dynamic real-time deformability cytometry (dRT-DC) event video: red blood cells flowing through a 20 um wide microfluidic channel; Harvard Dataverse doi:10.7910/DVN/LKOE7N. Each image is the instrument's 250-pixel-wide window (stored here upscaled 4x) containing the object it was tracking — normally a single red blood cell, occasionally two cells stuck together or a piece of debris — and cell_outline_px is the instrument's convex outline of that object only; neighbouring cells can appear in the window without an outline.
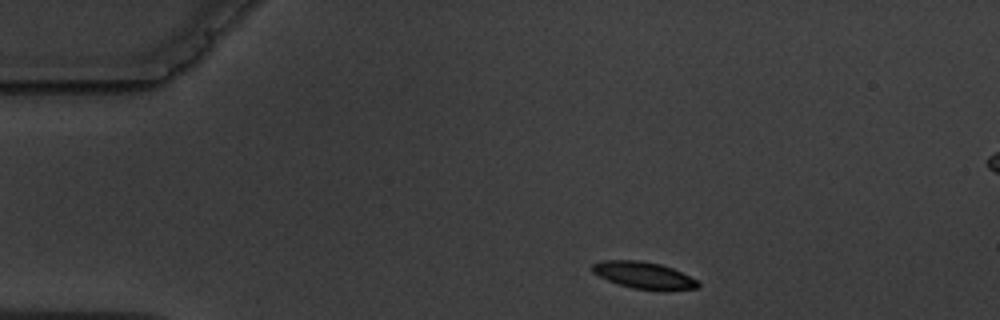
{"species": "common noctule bat (a hibernating species)", "species_latin": "Nyctalus noctula", "temperature_condition": "warm", "stored_images_in_passage": 5, "camera_frame_rate_fps": 3000, "um_per_image_px": 0.085, "animal": {"sex": "male", "body_mass_g": 19.5, "forearm_length_mm": 54.6}, "frame": {"image": 1, "passage_image": 1, "time_ms": 0.0, "image_size_px": [1000, 320], "cell_outline_px": [[700, 284], [696, 288], [668, 292], [660, 292], [632, 288], [608, 280], [592, 272], [592, 264], [604, 260], [640, 260], [660, 264], [672, 268], [696, 280]], "centroid_in_image_um": [54.75, 23.42], "position_along_channel_um": 30.3, "area_um2": 16.7}}
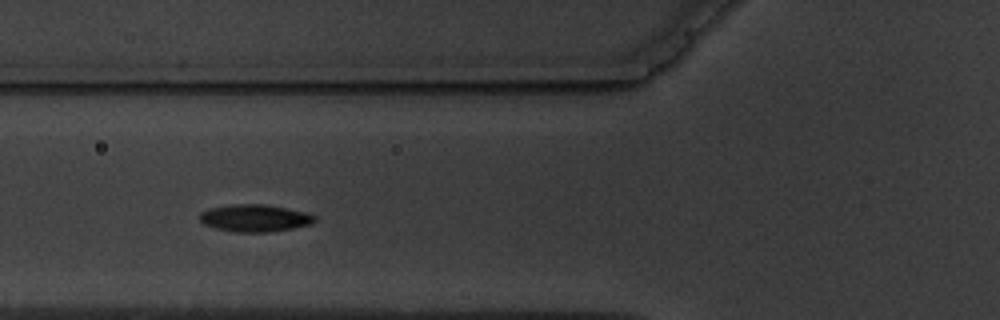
{"frame": {"image": 2, "passage_image": 4, "time_ms": 3.667, "image_size_px": [1000, 320], "cell_outline_px": [[316, 220], [312, 224], [292, 228], [268, 232], [236, 232], [216, 228], [204, 224], [200, 220], [200, 212], [208, 208], [236, 204], [264, 204], [308, 212], [316, 216]], "centroid_in_image_um": [21.68, 18.53], "position_along_channel_um": 104.1, "area_um2": 18.26}}
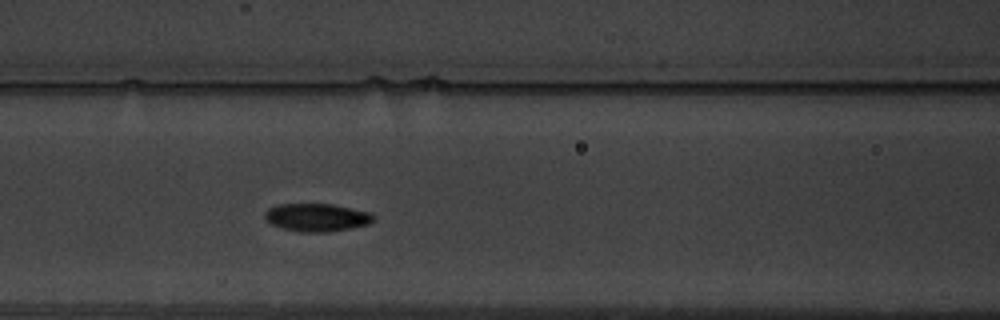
{"frame": {"image": 3, "passage_image": 5, "time_ms": 4.667, "image_size_px": [1000, 320], "cell_outline_px": [[376, 216], [368, 224], [352, 228], [328, 232], [300, 232], [280, 228], [272, 224], [264, 216], [264, 212], [268, 208], [276, 204], [332, 204], [372, 212]], "centroid_in_image_um": [26.93, 18.48], "position_along_channel_um": 139.7, "area_um2": 17.86}}